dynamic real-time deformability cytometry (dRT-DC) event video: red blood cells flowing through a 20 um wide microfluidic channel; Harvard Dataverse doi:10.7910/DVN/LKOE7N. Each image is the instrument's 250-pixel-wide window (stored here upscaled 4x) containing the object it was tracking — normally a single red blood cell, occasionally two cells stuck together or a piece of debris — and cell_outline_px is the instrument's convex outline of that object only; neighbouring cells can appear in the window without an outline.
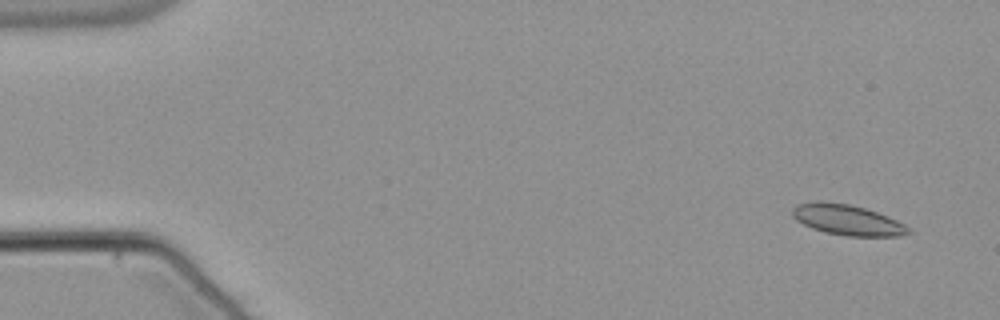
{"species": "common noctule bat (a hibernating species)", "species_latin": "Nyctalus noctula", "temperature_condition": "warm", "stored_images_in_passage": 55, "camera_frame_rate_fps": 3000, "um_per_image_px": 0.085, "animal": {"sex": "male", "body_mass_g": 21.5, "forearm_length_mm": 52.0}, "frame": {"image": 1, "passage_image": 4, "time_ms": 1.0, "image_size_px": [1000, 320], "cell_outline_px": [[912, 232], [900, 236], [848, 236], [824, 232], [812, 228], [796, 220], [792, 216], [792, 208], [796, 204], [820, 200], [848, 204], [864, 208], [888, 216], [912, 228]], "centroid_in_image_um": [72.02, 18.69], "position_along_channel_um": 13.0, "area_um2": 20.75}}
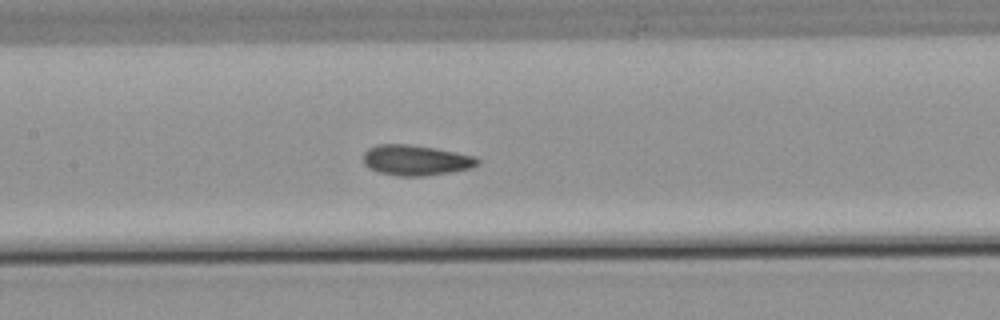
{"frame": {"image": 2, "passage_image": 27, "time_ms": 8.667, "image_size_px": [1000, 320], "cell_outline_px": [[480, 160], [472, 168], [452, 172], [424, 176], [396, 176], [376, 172], [368, 168], [364, 164], [364, 152], [368, 148], [376, 144], [408, 144], [436, 148], [476, 156]], "centroid_in_image_um": [35.32, 13.62], "position_along_channel_um": 172.1, "area_um2": 20.52}}
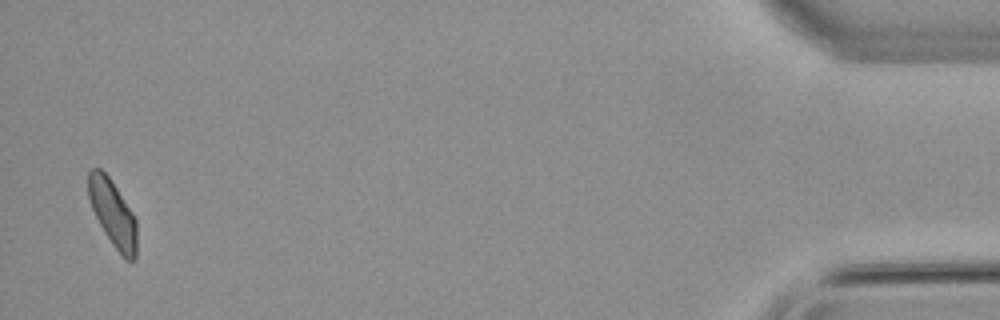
{"frame": {"image": 3, "passage_image": 54, "time_ms": 17.667, "image_size_px": [1000, 320], "cell_outline_px": [[136, 256], [132, 260], [124, 260], [120, 256], [104, 232], [92, 208], [88, 196], [88, 172], [92, 168], [100, 168], [108, 176], [132, 212], [136, 220]], "centroid_in_image_um": [9.58, 18.16], "position_along_channel_um": 425.6, "area_um2": 18.61}, "authors_computed_cell_mechanics": {"area_um2": 19.7676, "velocity_mm_per_s": 3.7932, "shape_relaxation_time_tau1_ms": null, "shape_relaxation_time_tau2_ms": 1.631, "deformation_change_tau1": null, "deformation_change_tau2": 0.0594}}